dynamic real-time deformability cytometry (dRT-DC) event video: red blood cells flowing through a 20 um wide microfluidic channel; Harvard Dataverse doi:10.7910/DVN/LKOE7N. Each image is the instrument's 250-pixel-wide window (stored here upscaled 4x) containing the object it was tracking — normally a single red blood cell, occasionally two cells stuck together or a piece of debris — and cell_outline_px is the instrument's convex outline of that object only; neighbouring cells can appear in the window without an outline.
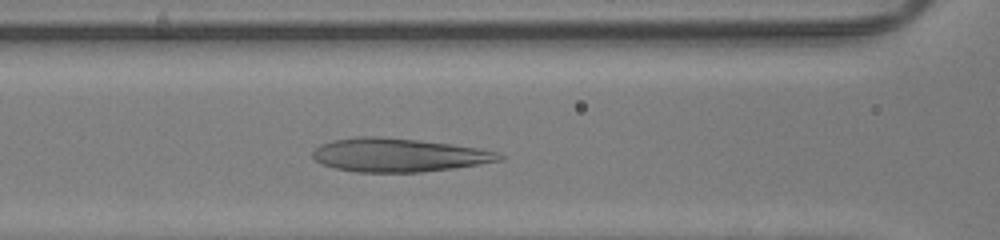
{"species": "human", "species_latin": "Homo sapiens", "temperature_condition": "room temperature", "stored_images_in_passage": 32, "camera_frame_rate_fps": 3000, "um_per_image_px": 0.085, "donor": {"sex": "male"}, "frame": {"image": 1, "passage_image": 12, "time_ms": 3.667, "image_size_px": [1000, 240], "cell_outline_px": [[504, 156], [500, 160], [452, 168], [420, 172], [356, 172], [336, 168], [324, 164], [316, 160], [312, 156], [312, 152], [320, 144], [332, 140], [356, 136], [376, 136], [416, 140], [448, 144], [476, 148], [496, 152]], "centroid_in_image_um": [33.8, 13.17], "position_along_channel_um": 132.8, "area_um2": 35.89}}
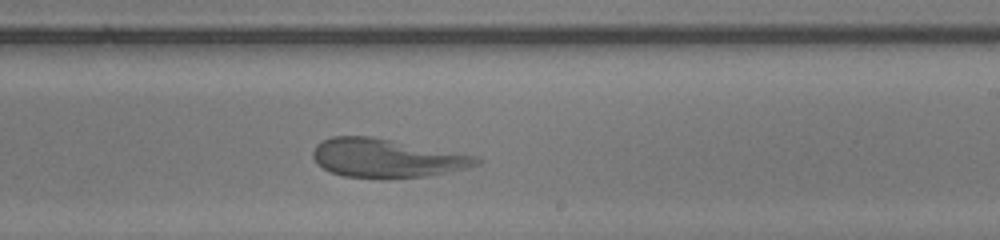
{"frame": {"image": 2, "passage_image": 21, "time_ms": 6.667, "image_size_px": [1000, 240], "cell_outline_px": [[484, 160], [480, 164], [464, 168], [428, 176], [388, 180], [344, 176], [332, 172], [324, 168], [312, 156], [312, 152], [316, 144], [332, 136], [368, 136], [476, 156]], "centroid_in_image_um": [32.85, 13.47], "position_along_channel_um": 256.2, "area_um2": 36.7}}
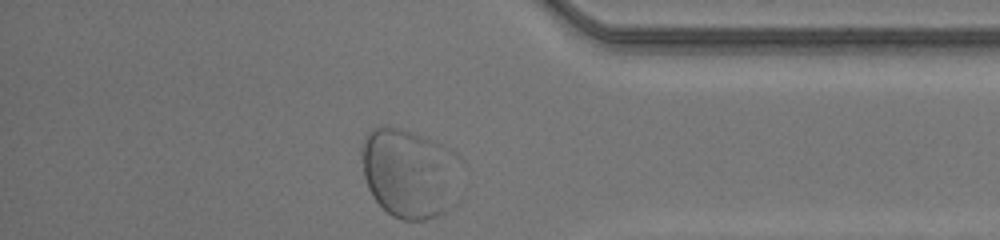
{"frame": {"image": 3, "passage_image": 32, "time_ms": 10.333, "image_size_px": [1000, 240], "cell_outline_px": [[464, 164], [448, 208], [444, 212], [436, 216], [424, 220], [404, 220], [392, 216], [372, 196], [368, 188], [364, 176], [360, 148], [368, 132], [372, 128], [400, 128], [424, 136], [456, 152], [464, 160]], "centroid_in_image_um": [34.82, 14.7], "position_along_channel_um": 400.4, "area_um2": 51.85}}